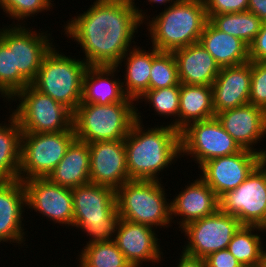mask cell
<instances>
[{"mask_svg": "<svg viewBox=\"0 0 266 267\" xmlns=\"http://www.w3.org/2000/svg\"><path fill=\"white\" fill-rule=\"evenodd\" d=\"M135 1L94 0L86 11L63 22L64 36L76 41L89 66H116L136 45L135 35L144 24Z\"/></svg>", "mask_w": 266, "mask_h": 267, "instance_id": "6da1fadb", "label": "cell"}, {"mask_svg": "<svg viewBox=\"0 0 266 267\" xmlns=\"http://www.w3.org/2000/svg\"><path fill=\"white\" fill-rule=\"evenodd\" d=\"M141 112L136 108V121L124 139L129 179L162 181L160 173L182 161L180 132L164 122L146 129Z\"/></svg>", "mask_w": 266, "mask_h": 267, "instance_id": "7a4b0ae2", "label": "cell"}, {"mask_svg": "<svg viewBox=\"0 0 266 267\" xmlns=\"http://www.w3.org/2000/svg\"><path fill=\"white\" fill-rule=\"evenodd\" d=\"M134 4L139 19L146 23L150 46L160 52H173L199 42L208 21L203 0H177L153 17Z\"/></svg>", "mask_w": 266, "mask_h": 267, "instance_id": "3957f363", "label": "cell"}, {"mask_svg": "<svg viewBox=\"0 0 266 267\" xmlns=\"http://www.w3.org/2000/svg\"><path fill=\"white\" fill-rule=\"evenodd\" d=\"M73 224L87 235L86 244L113 240L120 219L117 210L116 190L88 183L71 189ZM89 236V238H88Z\"/></svg>", "mask_w": 266, "mask_h": 267, "instance_id": "277c9868", "label": "cell"}, {"mask_svg": "<svg viewBox=\"0 0 266 267\" xmlns=\"http://www.w3.org/2000/svg\"><path fill=\"white\" fill-rule=\"evenodd\" d=\"M157 180H129L116 190L117 210L121 219L157 230L171 228L170 199L167 189ZM166 190V192H165ZM159 227V229H158Z\"/></svg>", "mask_w": 266, "mask_h": 267, "instance_id": "5b68a950", "label": "cell"}, {"mask_svg": "<svg viewBox=\"0 0 266 267\" xmlns=\"http://www.w3.org/2000/svg\"><path fill=\"white\" fill-rule=\"evenodd\" d=\"M58 50L54 45L45 55L31 85L74 112L82 101L83 79L89 65L82 57Z\"/></svg>", "mask_w": 266, "mask_h": 267, "instance_id": "8992f818", "label": "cell"}, {"mask_svg": "<svg viewBox=\"0 0 266 267\" xmlns=\"http://www.w3.org/2000/svg\"><path fill=\"white\" fill-rule=\"evenodd\" d=\"M136 106L135 102L80 103L73 112L76 139L86 143L124 140L136 121Z\"/></svg>", "mask_w": 266, "mask_h": 267, "instance_id": "52a82bcc", "label": "cell"}, {"mask_svg": "<svg viewBox=\"0 0 266 267\" xmlns=\"http://www.w3.org/2000/svg\"><path fill=\"white\" fill-rule=\"evenodd\" d=\"M18 103L11 109L22 133H57L73 127V112L35 89L31 84L17 92L7 103ZM18 101V102H17Z\"/></svg>", "mask_w": 266, "mask_h": 267, "instance_id": "ba28073f", "label": "cell"}, {"mask_svg": "<svg viewBox=\"0 0 266 267\" xmlns=\"http://www.w3.org/2000/svg\"><path fill=\"white\" fill-rule=\"evenodd\" d=\"M75 139L73 127L57 133H22L19 180L48 178Z\"/></svg>", "mask_w": 266, "mask_h": 267, "instance_id": "9c48e42d", "label": "cell"}, {"mask_svg": "<svg viewBox=\"0 0 266 267\" xmlns=\"http://www.w3.org/2000/svg\"><path fill=\"white\" fill-rule=\"evenodd\" d=\"M180 145L181 158L190 157L198 168L210 159L231 155L242 150L224 130L216 116L188 124L180 131Z\"/></svg>", "mask_w": 266, "mask_h": 267, "instance_id": "30bf717a", "label": "cell"}, {"mask_svg": "<svg viewBox=\"0 0 266 267\" xmlns=\"http://www.w3.org/2000/svg\"><path fill=\"white\" fill-rule=\"evenodd\" d=\"M5 25L7 24L0 28V40L9 49H14V70H18L31 84L37 76L43 58L57 45L53 42V31H37L27 25Z\"/></svg>", "mask_w": 266, "mask_h": 267, "instance_id": "8fae6325", "label": "cell"}, {"mask_svg": "<svg viewBox=\"0 0 266 267\" xmlns=\"http://www.w3.org/2000/svg\"><path fill=\"white\" fill-rule=\"evenodd\" d=\"M220 209L242 225L266 228V159L240 186L220 198Z\"/></svg>", "mask_w": 266, "mask_h": 267, "instance_id": "7c38bea8", "label": "cell"}, {"mask_svg": "<svg viewBox=\"0 0 266 267\" xmlns=\"http://www.w3.org/2000/svg\"><path fill=\"white\" fill-rule=\"evenodd\" d=\"M242 226L234 216L225 214L221 209L215 213L188 223L181 228L185 245L182 252L199 258L227 249L234 234Z\"/></svg>", "mask_w": 266, "mask_h": 267, "instance_id": "4fadbf2b", "label": "cell"}, {"mask_svg": "<svg viewBox=\"0 0 266 267\" xmlns=\"http://www.w3.org/2000/svg\"><path fill=\"white\" fill-rule=\"evenodd\" d=\"M27 211L37 212L51 223L69 229L73 224V199L71 188L53 183L49 178L23 181ZM30 209V210H28Z\"/></svg>", "mask_w": 266, "mask_h": 267, "instance_id": "5bb4252c", "label": "cell"}, {"mask_svg": "<svg viewBox=\"0 0 266 267\" xmlns=\"http://www.w3.org/2000/svg\"><path fill=\"white\" fill-rule=\"evenodd\" d=\"M265 158L251 150L216 157L204 162L198 174L220 199L240 186Z\"/></svg>", "mask_w": 266, "mask_h": 267, "instance_id": "9a60e30c", "label": "cell"}, {"mask_svg": "<svg viewBox=\"0 0 266 267\" xmlns=\"http://www.w3.org/2000/svg\"><path fill=\"white\" fill-rule=\"evenodd\" d=\"M156 232L158 230L150 226L120 218L113 241L132 267H142L147 262L160 265L165 261V253Z\"/></svg>", "mask_w": 266, "mask_h": 267, "instance_id": "2e32d148", "label": "cell"}, {"mask_svg": "<svg viewBox=\"0 0 266 267\" xmlns=\"http://www.w3.org/2000/svg\"><path fill=\"white\" fill-rule=\"evenodd\" d=\"M224 130L242 148L254 151L266 159V148H255L266 138V111L247 103L216 114Z\"/></svg>", "mask_w": 266, "mask_h": 267, "instance_id": "e0dca14e", "label": "cell"}, {"mask_svg": "<svg viewBox=\"0 0 266 267\" xmlns=\"http://www.w3.org/2000/svg\"><path fill=\"white\" fill-rule=\"evenodd\" d=\"M90 149V183L117 190L129 181L124 140L88 143Z\"/></svg>", "mask_w": 266, "mask_h": 267, "instance_id": "ac0fdd59", "label": "cell"}, {"mask_svg": "<svg viewBox=\"0 0 266 267\" xmlns=\"http://www.w3.org/2000/svg\"><path fill=\"white\" fill-rule=\"evenodd\" d=\"M25 208H27L26 192L23 181L0 180V244L4 243L5 246L8 242L16 245L15 247L18 245L21 248L24 246L28 248L25 242L28 231H25L26 219L23 217Z\"/></svg>", "mask_w": 266, "mask_h": 267, "instance_id": "d6986e66", "label": "cell"}, {"mask_svg": "<svg viewBox=\"0 0 266 267\" xmlns=\"http://www.w3.org/2000/svg\"><path fill=\"white\" fill-rule=\"evenodd\" d=\"M187 182L183 190L170 198L171 221L176 218L179 229L220 209V199L200 176Z\"/></svg>", "mask_w": 266, "mask_h": 267, "instance_id": "ffe728a7", "label": "cell"}, {"mask_svg": "<svg viewBox=\"0 0 266 267\" xmlns=\"http://www.w3.org/2000/svg\"><path fill=\"white\" fill-rule=\"evenodd\" d=\"M251 61L230 67H222L213 82L215 115L249 103Z\"/></svg>", "mask_w": 266, "mask_h": 267, "instance_id": "44dd1931", "label": "cell"}, {"mask_svg": "<svg viewBox=\"0 0 266 267\" xmlns=\"http://www.w3.org/2000/svg\"><path fill=\"white\" fill-rule=\"evenodd\" d=\"M119 72L116 66H89L83 79L81 103L136 102L124 94Z\"/></svg>", "mask_w": 266, "mask_h": 267, "instance_id": "7402d4cb", "label": "cell"}, {"mask_svg": "<svg viewBox=\"0 0 266 267\" xmlns=\"http://www.w3.org/2000/svg\"><path fill=\"white\" fill-rule=\"evenodd\" d=\"M173 54L180 83L211 86L220 72V66L200 42L177 49Z\"/></svg>", "mask_w": 266, "mask_h": 267, "instance_id": "603a6c76", "label": "cell"}, {"mask_svg": "<svg viewBox=\"0 0 266 267\" xmlns=\"http://www.w3.org/2000/svg\"><path fill=\"white\" fill-rule=\"evenodd\" d=\"M200 44L222 67L237 66L249 62V46L240 38L217 29L209 20L199 39Z\"/></svg>", "mask_w": 266, "mask_h": 267, "instance_id": "cb8c5ba5", "label": "cell"}, {"mask_svg": "<svg viewBox=\"0 0 266 267\" xmlns=\"http://www.w3.org/2000/svg\"><path fill=\"white\" fill-rule=\"evenodd\" d=\"M48 178L57 185L75 188L90 183V149L75 139Z\"/></svg>", "mask_w": 266, "mask_h": 267, "instance_id": "d4e9b609", "label": "cell"}, {"mask_svg": "<svg viewBox=\"0 0 266 267\" xmlns=\"http://www.w3.org/2000/svg\"><path fill=\"white\" fill-rule=\"evenodd\" d=\"M135 45L132 47L116 65L119 70L122 65L123 72L122 88L124 94L138 100L147 90H149L150 70L152 68V46L148 50ZM123 62V64H122ZM121 66V67H120Z\"/></svg>", "mask_w": 266, "mask_h": 267, "instance_id": "484cf974", "label": "cell"}, {"mask_svg": "<svg viewBox=\"0 0 266 267\" xmlns=\"http://www.w3.org/2000/svg\"><path fill=\"white\" fill-rule=\"evenodd\" d=\"M215 116L212 86L180 83L179 132L192 122Z\"/></svg>", "mask_w": 266, "mask_h": 267, "instance_id": "4316f807", "label": "cell"}, {"mask_svg": "<svg viewBox=\"0 0 266 267\" xmlns=\"http://www.w3.org/2000/svg\"><path fill=\"white\" fill-rule=\"evenodd\" d=\"M8 114V121L0 123V180L19 179L22 129L12 113Z\"/></svg>", "mask_w": 266, "mask_h": 267, "instance_id": "83f0119b", "label": "cell"}, {"mask_svg": "<svg viewBox=\"0 0 266 267\" xmlns=\"http://www.w3.org/2000/svg\"><path fill=\"white\" fill-rule=\"evenodd\" d=\"M264 233V227L242 225L232 237L227 249L243 267H259L266 246L263 244Z\"/></svg>", "mask_w": 266, "mask_h": 267, "instance_id": "f1b7e54d", "label": "cell"}, {"mask_svg": "<svg viewBox=\"0 0 266 267\" xmlns=\"http://www.w3.org/2000/svg\"><path fill=\"white\" fill-rule=\"evenodd\" d=\"M209 21L220 31L240 38L248 46L255 39L263 23L249 11L213 15Z\"/></svg>", "mask_w": 266, "mask_h": 267, "instance_id": "f546056e", "label": "cell"}, {"mask_svg": "<svg viewBox=\"0 0 266 267\" xmlns=\"http://www.w3.org/2000/svg\"><path fill=\"white\" fill-rule=\"evenodd\" d=\"M76 257L83 267H132L113 240L89 243Z\"/></svg>", "mask_w": 266, "mask_h": 267, "instance_id": "4dcf8cb0", "label": "cell"}, {"mask_svg": "<svg viewBox=\"0 0 266 267\" xmlns=\"http://www.w3.org/2000/svg\"><path fill=\"white\" fill-rule=\"evenodd\" d=\"M179 99L180 83L160 89H149L138 98L136 103H142L144 101L146 102L145 104L148 103L149 107L153 108V111L157 113L155 116L157 115L160 118L166 119L170 117L169 123L167 122L166 124L178 130Z\"/></svg>", "mask_w": 266, "mask_h": 267, "instance_id": "1f68e13d", "label": "cell"}, {"mask_svg": "<svg viewBox=\"0 0 266 267\" xmlns=\"http://www.w3.org/2000/svg\"><path fill=\"white\" fill-rule=\"evenodd\" d=\"M30 83L14 70V49H9L0 40V98L4 103Z\"/></svg>", "mask_w": 266, "mask_h": 267, "instance_id": "d6a6232c", "label": "cell"}, {"mask_svg": "<svg viewBox=\"0 0 266 267\" xmlns=\"http://www.w3.org/2000/svg\"><path fill=\"white\" fill-rule=\"evenodd\" d=\"M177 63L173 52H160L152 46L149 89L178 85Z\"/></svg>", "mask_w": 266, "mask_h": 267, "instance_id": "836d02e7", "label": "cell"}, {"mask_svg": "<svg viewBox=\"0 0 266 267\" xmlns=\"http://www.w3.org/2000/svg\"><path fill=\"white\" fill-rule=\"evenodd\" d=\"M55 0H0V9L3 10V15L9 20H13L11 25H27L25 23L31 17L38 16L37 14L47 11H52L55 7ZM28 18V19H27ZM27 19V20H26ZM16 20V22H15ZM24 23V24H23Z\"/></svg>", "mask_w": 266, "mask_h": 267, "instance_id": "e575fe53", "label": "cell"}, {"mask_svg": "<svg viewBox=\"0 0 266 267\" xmlns=\"http://www.w3.org/2000/svg\"><path fill=\"white\" fill-rule=\"evenodd\" d=\"M249 103L266 111V62L251 61Z\"/></svg>", "mask_w": 266, "mask_h": 267, "instance_id": "d590c367", "label": "cell"}, {"mask_svg": "<svg viewBox=\"0 0 266 267\" xmlns=\"http://www.w3.org/2000/svg\"><path fill=\"white\" fill-rule=\"evenodd\" d=\"M249 0H204L208 20L213 15L247 11Z\"/></svg>", "mask_w": 266, "mask_h": 267, "instance_id": "8d00e7d4", "label": "cell"}, {"mask_svg": "<svg viewBox=\"0 0 266 267\" xmlns=\"http://www.w3.org/2000/svg\"><path fill=\"white\" fill-rule=\"evenodd\" d=\"M249 60L266 62V22L262 23L260 31L249 45Z\"/></svg>", "mask_w": 266, "mask_h": 267, "instance_id": "74e56055", "label": "cell"}, {"mask_svg": "<svg viewBox=\"0 0 266 267\" xmlns=\"http://www.w3.org/2000/svg\"><path fill=\"white\" fill-rule=\"evenodd\" d=\"M205 261L207 267H243L228 249L209 254Z\"/></svg>", "mask_w": 266, "mask_h": 267, "instance_id": "f35d334b", "label": "cell"}, {"mask_svg": "<svg viewBox=\"0 0 266 267\" xmlns=\"http://www.w3.org/2000/svg\"><path fill=\"white\" fill-rule=\"evenodd\" d=\"M176 259L175 267H207L205 258L190 256L182 251L179 259Z\"/></svg>", "mask_w": 266, "mask_h": 267, "instance_id": "ab89813d", "label": "cell"}, {"mask_svg": "<svg viewBox=\"0 0 266 267\" xmlns=\"http://www.w3.org/2000/svg\"><path fill=\"white\" fill-rule=\"evenodd\" d=\"M247 11L255 14L262 22H266V0H249Z\"/></svg>", "mask_w": 266, "mask_h": 267, "instance_id": "60d3db41", "label": "cell"}, {"mask_svg": "<svg viewBox=\"0 0 266 267\" xmlns=\"http://www.w3.org/2000/svg\"><path fill=\"white\" fill-rule=\"evenodd\" d=\"M175 1L177 0H147V4L149 2V4H158V5H164V9H166L167 7H169L170 5H172ZM168 4V5H167Z\"/></svg>", "mask_w": 266, "mask_h": 267, "instance_id": "b9f144b4", "label": "cell"}, {"mask_svg": "<svg viewBox=\"0 0 266 267\" xmlns=\"http://www.w3.org/2000/svg\"><path fill=\"white\" fill-rule=\"evenodd\" d=\"M259 267H266V247H265V249L263 251Z\"/></svg>", "mask_w": 266, "mask_h": 267, "instance_id": "7bdbcfd3", "label": "cell"}, {"mask_svg": "<svg viewBox=\"0 0 266 267\" xmlns=\"http://www.w3.org/2000/svg\"><path fill=\"white\" fill-rule=\"evenodd\" d=\"M78 263H79V264H78ZM77 264H78L77 267H83L82 264H81V262H80L79 260H77ZM51 266L56 267V265H51ZM51 266H50V267H51ZM57 267H60V266L58 265ZM61 267H65L64 264H63V266H61Z\"/></svg>", "mask_w": 266, "mask_h": 267, "instance_id": "ee69618b", "label": "cell"}]
</instances>
